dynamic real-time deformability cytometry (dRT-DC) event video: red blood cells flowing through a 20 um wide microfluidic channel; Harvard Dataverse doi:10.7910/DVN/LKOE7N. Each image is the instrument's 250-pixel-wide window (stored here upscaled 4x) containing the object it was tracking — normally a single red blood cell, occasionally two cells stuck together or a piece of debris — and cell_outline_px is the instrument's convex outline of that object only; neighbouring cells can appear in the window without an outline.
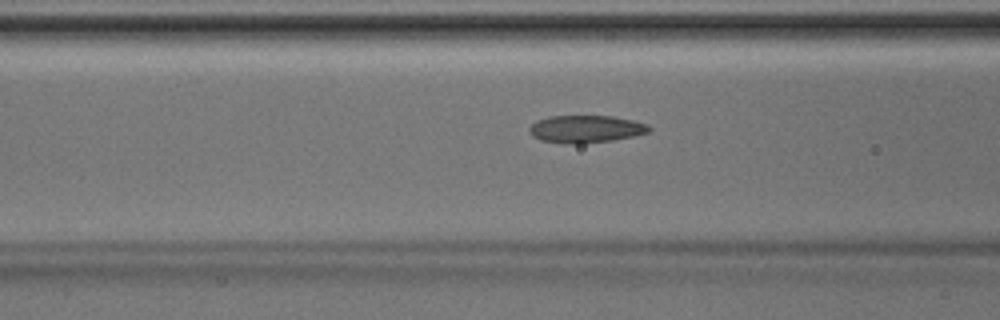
{"species": "Egyptian fruit bat (a non-hibernating species)", "species_latin": "Rousettus aegyptiacus", "temperature_condition": "room temperature", "stored_images_in_passage": 17, "camera_frame_rate_fps": 3000, "um_per_image_px": 0.085, "animal": {"sex": "male"}, "frame": {"image": 1, "passage_image": 12, "time_ms": 3.667, "image_size_px": [1000, 320], "cell_outline_px": [[652, 128], [648, 132], [632, 136], [612, 140], [580, 144], [564, 144], [540, 140], [532, 136], [528, 132], [528, 128], [536, 120], [548, 116], [612, 116], [632, 120], [648, 124]], "centroid_in_image_um": [49.74, 10.97], "position_along_channel_um": 116.9, "area_um2": 19.31}}